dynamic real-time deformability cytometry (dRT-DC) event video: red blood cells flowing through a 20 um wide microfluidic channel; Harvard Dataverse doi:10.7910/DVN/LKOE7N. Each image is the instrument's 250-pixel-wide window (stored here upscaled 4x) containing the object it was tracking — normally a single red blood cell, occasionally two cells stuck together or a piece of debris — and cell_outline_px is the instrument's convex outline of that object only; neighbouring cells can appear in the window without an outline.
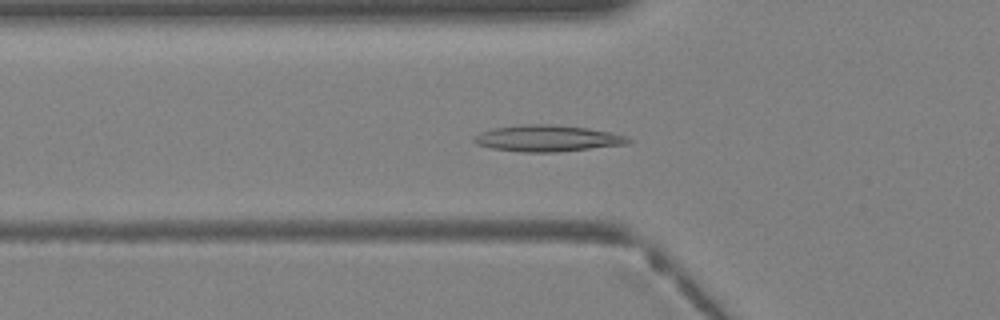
{"species": "Egyptian fruit bat (a non-hibernating species)", "species_latin": "Rousettus aegyptiacus", "temperature_condition": "warm", "stored_images_in_passage": 28, "camera_frame_rate_fps": 3000, "um_per_image_px": 0.085, "animal": {"sex": "female"}, "frame": {"image": 1, "passage_image": 2, "time_ms": 0.333, "image_size_px": [1000, 320], "cell_outline_px": [[632, 140], [628, 144], [556, 152], [524, 152], [492, 148], [476, 144], [472, 140], [480, 132], [496, 128], [524, 124], [552, 124], [588, 128], [612, 132], [628, 136]], "centroid_in_image_um": [46.58, 11.76], "position_along_channel_um": 79.2, "area_um2": 23.64}}
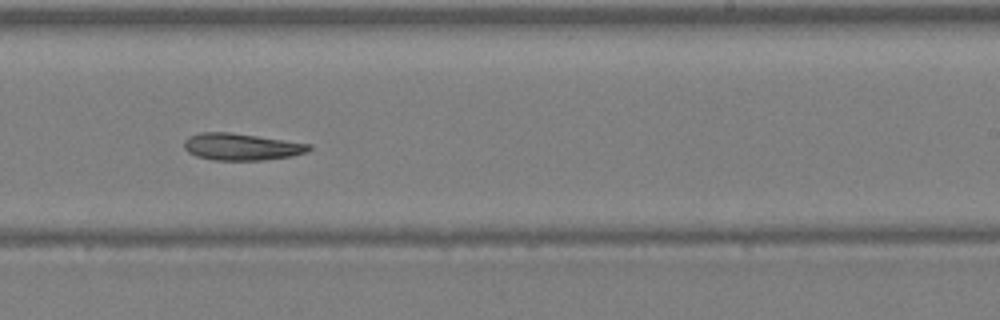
{"frame": {"image": 2, "passage_image": 13, "time_ms": 4.0, "image_size_px": [1000, 320], "cell_outline_px": [[312, 148], [308, 152], [292, 156], [264, 160], [212, 160], [196, 156], [188, 152], [184, 148], [184, 140], [188, 136], [200, 132], [232, 132], [312, 144]], "centroid_in_image_um": [20.53, 12.47], "position_along_channel_um": 268.5, "area_um2": 19.83}}
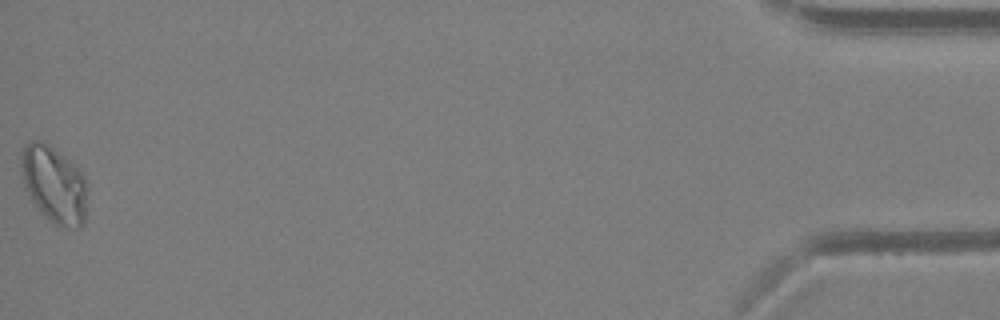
{"frame": {"image": 3, "passage_image": 28, "time_ms": 9.0, "image_size_px": [1000, 320], "cell_outline_px": [[88, 188], [84, 220], [80, 228], [60, 228], [48, 220], [44, 216], [32, 200], [24, 184], [20, 172], [20, 152], [28, 140], [44, 140], [68, 160], [84, 176]], "centroid_in_image_um": [4.58, 15.67], "position_along_channel_um": 430.6, "area_um2": 30.0}}